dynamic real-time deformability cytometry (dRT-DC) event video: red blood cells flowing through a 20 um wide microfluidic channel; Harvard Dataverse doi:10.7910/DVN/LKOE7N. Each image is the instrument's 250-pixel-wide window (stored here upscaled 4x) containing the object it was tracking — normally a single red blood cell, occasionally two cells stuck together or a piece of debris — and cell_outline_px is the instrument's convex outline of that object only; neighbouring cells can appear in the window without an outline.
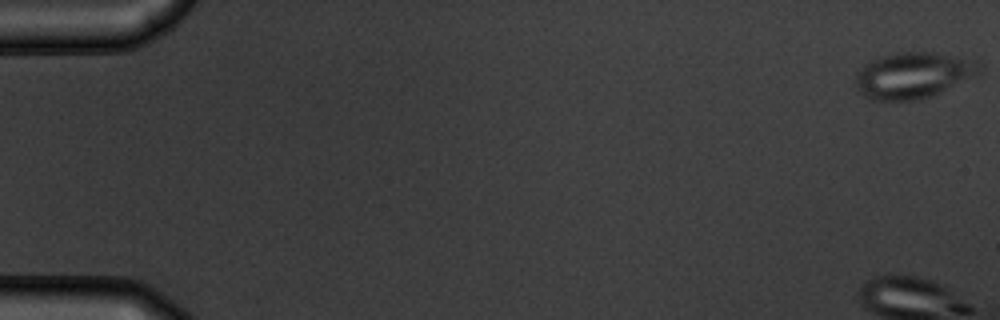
{"species": "common noctule bat (a hibernating species)", "species_latin": "Nyctalus noctula", "temperature_condition": "warm", "stored_images_in_passage": 55, "camera_frame_rate_fps": 3000, "um_per_image_px": 0.085, "animal": {"sex": "male", "body_mass_g": 19.5, "forearm_length_mm": 54.6}, "frame": {"image": 1, "passage_image": 1, "time_ms": 0.0, "image_size_px": [1000, 320], "cell_outline_px": [[984, 68], [980, 76], [928, 96], [916, 100], [868, 100], [856, 88], [856, 76], [864, 64], [880, 56], [904, 52], [932, 52], [972, 60], [980, 64]], "centroid_in_image_um": [77.65, 6.4], "position_along_channel_um": 7.3, "area_um2": 33.18}}